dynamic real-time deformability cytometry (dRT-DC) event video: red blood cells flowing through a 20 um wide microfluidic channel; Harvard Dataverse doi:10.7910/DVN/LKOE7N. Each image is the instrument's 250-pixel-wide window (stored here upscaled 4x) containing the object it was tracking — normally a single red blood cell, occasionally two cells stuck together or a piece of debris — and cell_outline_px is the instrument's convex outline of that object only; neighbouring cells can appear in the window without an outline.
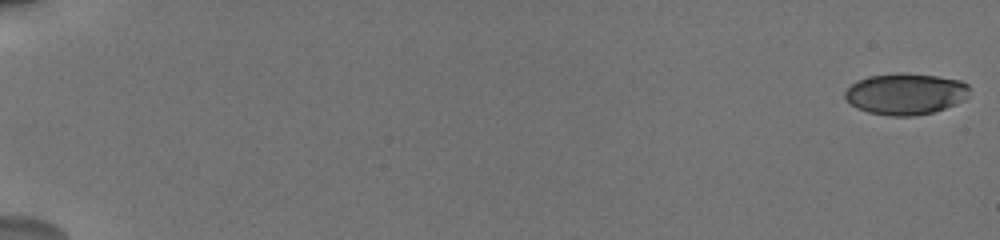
{"species": "human", "species_latin": "Homo sapiens", "temperature_condition": "cold", "stored_images_in_passage": 16, "camera_frame_rate_fps": 3000, "um_per_image_px": 0.085, "donor": {"sex": "male"}, "frame": {"image": 1, "passage_image": 1, "time_ms": 0.0, "image_size_px": [1000, 240], "cell_outline_px": [[968, 96], [964, 100], [956, 104], [932, 112], [916, 116], [888, 116], [868, 112], [856, 108], [844, 96], [844, 92], [856, 80], [868, 76], [896, 72], [904, 72], [936, 76], [960, 80], [968, 84]], "centroid_in_image_um": [76.96, 7.97], "position_along_channel_um": 8.0, "area_um2": 30.23}}
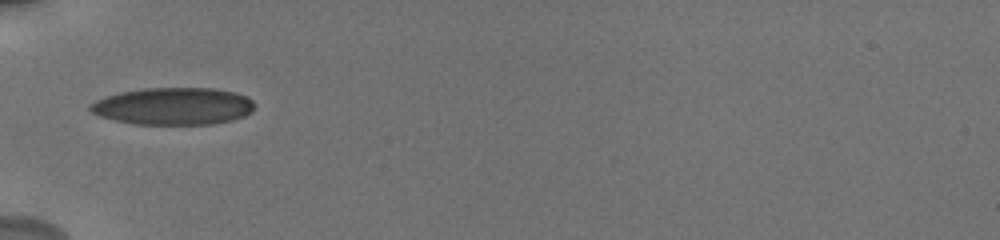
{"frame": {"image": 2, "passage_image": 10, "time_ms": 7.0, "image_size_px": [1000, 240], "cell_outline_px": [[256, 104], [252, 112], [244, 116], [232, 120], [212, 124], [132, 124], [100, 116], [92, 112], [88, 108], [88, 104], [104, 96], [120, 92], [144, 88], [212, 88], [236, 92], [248, 96]], "centroid_in_image_um": [14.75, 9.02], "position_along_channel_um": 70.3, "area_um2": 35.95}}
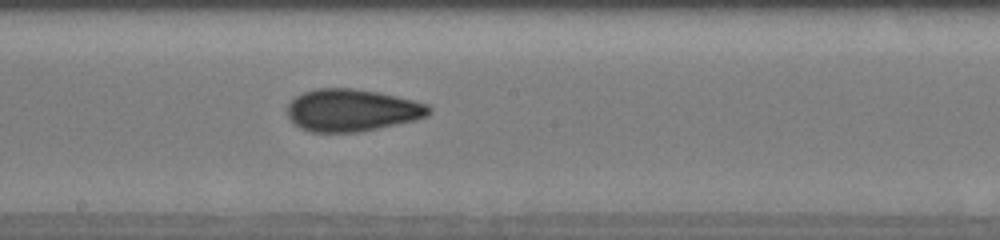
{"frame": {"image": 3, "passage_image": 16, "time_ms": 11.0, "image_size_px": [1000, 240], "cell_outline_px": [[432, 112], [428, 116], [416, 120], [360, 132], [312, 132], [300, 128], [288, 116], [288, 104], [296, 96], [304, 92], [316, 88], [352, 88], [376, 92], [396, 96], [428, 104], [432, 108]], "centroid_in_image_um": [29.94, 9.37], "position_along_channel_um": 218.3, "area_um2": 34.85}}